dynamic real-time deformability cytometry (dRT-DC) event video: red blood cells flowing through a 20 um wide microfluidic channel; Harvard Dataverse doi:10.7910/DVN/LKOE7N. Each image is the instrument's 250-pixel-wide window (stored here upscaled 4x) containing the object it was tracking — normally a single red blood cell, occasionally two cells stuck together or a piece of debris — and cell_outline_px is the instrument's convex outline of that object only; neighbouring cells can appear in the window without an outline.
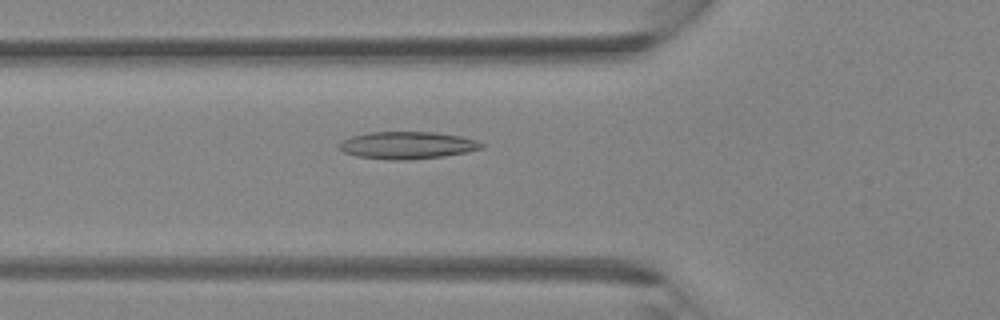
{"species": "Egyptian fruit bat (a non-hibernating species)", "species_latin": "Rousettus aegyptiacus", "temperature_condition": "room temperature", "stored_images_in_passage": 39, "camera_frame_rate_fps": 3000, "um_per_image_px": 0.085, "animal": {"sex": "female"}, "frame": {"image": 1, "passage_image": 14, "time_ms": 4.333, "image_size_px": [1000, 320], "cell_outline_px": [[484, 148], [468, 152], [444, 156], [408, 160], [392, 160], [356, 156], [344, 152], [340, 148], [340, 144], [344, 140], [352, 136], [368, 132], [432, 132], [460, 136], [476, 140], [484, 144]], "centroid_in_image_um": [34.66, 12.35], "position_along_channel_um": 91.1, "area_um2": 22.54}}
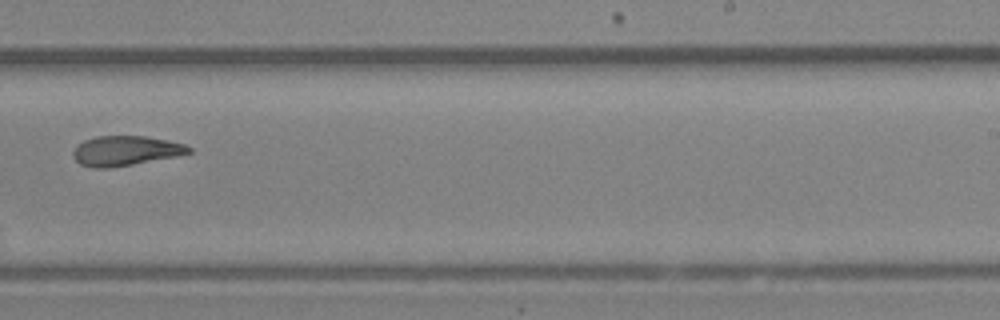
{"frame": {"image": 2, "passage_image": 25, "time_ms": 8.0, "image_size_px": [1000, 320], "cell_outline_px": [[192, 152], [180, 156], [108, 168], [92, 168], [80, 164], [72, 156], [72, 152], [84, 140], [96, 136], [144, 136], [168, 140], [184, 144], [192, 148]], "centroid_in_image_um": [10.7, 12.82], "position_along_channel_um": 278.3, "area_um2": 20.11}}
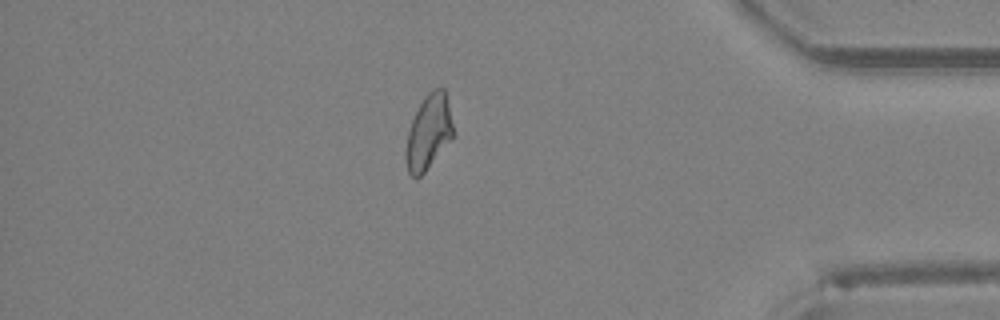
{"frame": {"image": 3, "passage_image": 34, "time_ms": 11.0, "image_size_px": [1000, 320], "cell_outline_px": [[456, 136], [424, 172], [416, 180], [408, 172], [404, 156], [404, 152], [408, 132], [412, 120], [424, 96], [432, 88], [444, 88], [456, 132]], "centroid_in_image_um": [36.46, 11.25], "position_along_channel_um": 398.7, "area_um2": 21.1}}